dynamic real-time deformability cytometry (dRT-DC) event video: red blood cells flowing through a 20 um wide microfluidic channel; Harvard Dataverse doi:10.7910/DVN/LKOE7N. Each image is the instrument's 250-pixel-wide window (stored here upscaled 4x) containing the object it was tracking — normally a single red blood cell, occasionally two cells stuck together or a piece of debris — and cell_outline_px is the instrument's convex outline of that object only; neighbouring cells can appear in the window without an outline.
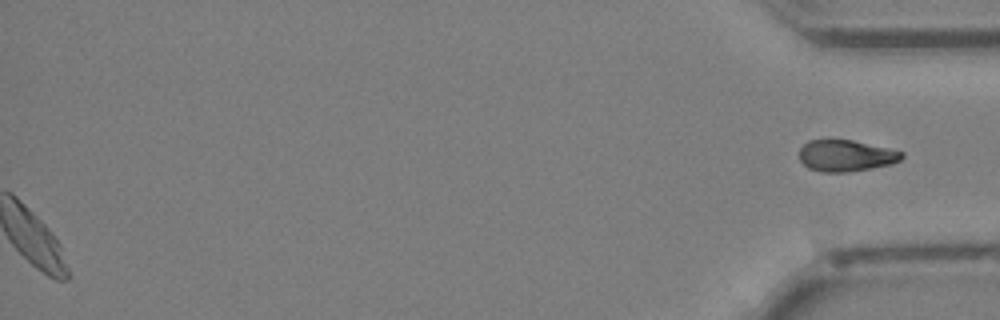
{"species": "Egyptian fruit bat (a non-hibernating species)", "species_latin": "Rousettus aegyptiacus", "temperature_condition": "cold", "stored_images_in_passage": 35, "segment_of_instrument_passage": [2, 2], "camera_frame_rate_fps": 3000, "um_per_image_px": 0.085, "animal": {"sex": "female"}, "frame": {"image": 1, "passage_image": 35, "time_ms": 11.333, "image_size_px": [1000, 320], "cell_outline_px": [[904, 156], [900, 160], [892, 164], [872, 168], [848, 172], [824, 172], [808, 168], [800, 160], [800, 148], [808, 140], [828, 136], [852, 140], [888, 148], [904, 152]], "centroid_in_image_um": [71.87, 13.19], "position_along_channel_um": 363.3, "area_um2": 19.36}}